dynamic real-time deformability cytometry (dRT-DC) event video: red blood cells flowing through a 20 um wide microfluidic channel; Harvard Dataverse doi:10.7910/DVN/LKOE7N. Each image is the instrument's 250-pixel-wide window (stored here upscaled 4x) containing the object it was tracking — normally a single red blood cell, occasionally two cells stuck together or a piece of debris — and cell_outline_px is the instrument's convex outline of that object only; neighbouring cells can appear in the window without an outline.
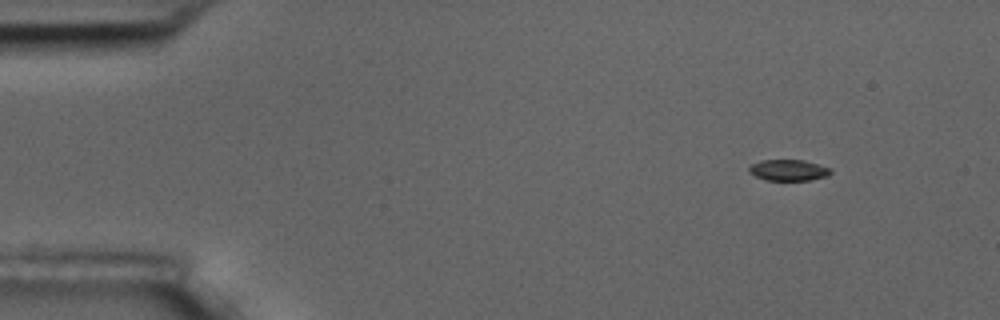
{"species": "common noctule bat (a hibernating species)", "species_latin": "Nyctalus noctula", "temperature_condition": "room temperature", "stored_images_in_passage": 4, "camera_frame_rate_fps": 3000, "um_per_image_px": 0.085, "animal": {"sex": "male", "body_mass_g": 17.5, "forearm_length_mm": 52.3}, "frame": {"image": 1, "passage_image": 1, "time_ms": 0.0, "image_size_px": [1000, 320], "cell_outline_px": [[832, 172], [828, 176], [812, 180], [764, 180], [748, 172], [748, 168], [752, 164], [760, 160], [804, 160], [832, 168]], "centroid_in_image_um": [67.04, 14.46], "position_along_channel_um": 18.0, "area_um2": 10.17}}
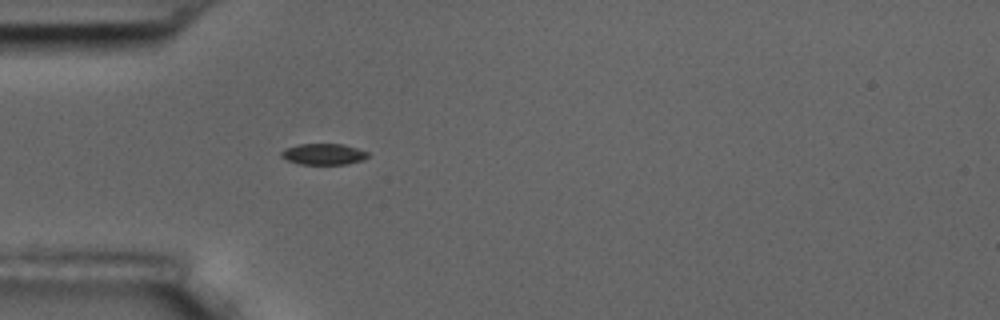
{"frame": {"image": 2, "passage_image": 4, "time_ms": 3.667, "image_size_px": [1000, 320], "cell_outline_px": [[368, 156], [364, 160], [348, 164], [300, 164], [288, 160], [280, 156], [280, 152], [284, 148], [300, 144], [344, 144], [368, 152]], "centroid_in_image_um": [27.5, 13.1], "position_along_channel_um": 57.5, "area_um2": 10.69}}